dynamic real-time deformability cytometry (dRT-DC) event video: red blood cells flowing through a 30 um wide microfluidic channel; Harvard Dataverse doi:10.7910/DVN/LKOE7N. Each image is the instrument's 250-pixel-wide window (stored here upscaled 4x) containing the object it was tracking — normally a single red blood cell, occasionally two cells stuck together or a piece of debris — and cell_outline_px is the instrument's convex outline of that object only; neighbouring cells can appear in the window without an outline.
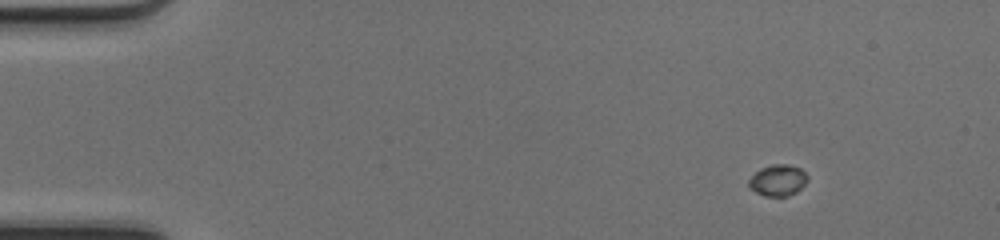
{"species": "common noctule bat (a hibernating species)", "species_latin": "Nyctalus noctula", "temperature_condition": "cold", "stored_images_in_passage": 47, "camera_frame_rate_fps": 3000, "um_per_image_px": 0.085, "animal": {"sex": "female", "body_mass_g": 17.0, "forearm_length_mm": 48.0}, "frame": {"image": 1, "passage_image": 8, "time_ms": 2.333, "image_size_px": [1000, 240], "cell_outline_px": [[808, 180], [796, 192], [788, 196], [764, 196], [748, 188], [748, 180], [760, 168], [772, 164], [788, 164], [800, 168], [808, 176]], "centroid_in_image_um": [66.1, 15.32], "position_along_channel_um": 18.9, "area_um2": 10.75}}
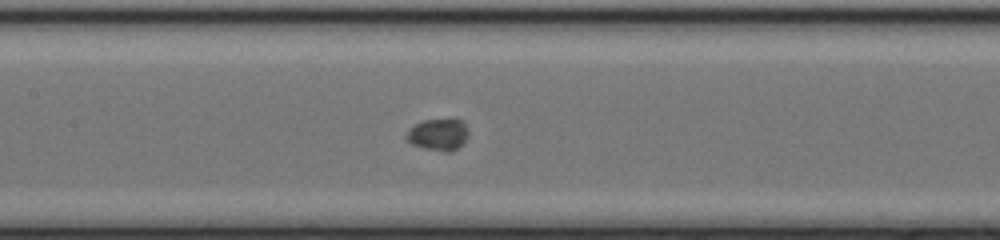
{"frame": {"image": 2, "passage_image": 27, "time_ms": 8.667, "image_size_px": [1000, 240], "cell_outline_px": [[468, 136], [452, 152], [448, 152], [424, 148], [412, 144], [404, 136], [416, 124], [424, 120], [464, 120], [468, 132]], "centroid_in_image_um": [37.26, 11.44], "position_along_channel_um": 170.1, "area_um2": 11.16}}
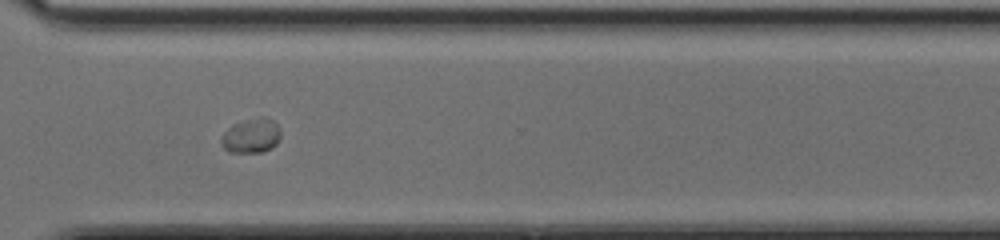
{"frame": {"image": 3, "passage_image": 40, "time_ms": 13.0, "image_size_px": [1000, 240], "cell_outline_px": [[280, 136], [276, 144], [264, 152], [228, 152], [220, 144], [220, 136], [232, 124], [260, 116], [264, 116], [272, 120], [276, 124], [280, 132]], "centroid_in_image_um": [21.32, 11.54], "position_along_channel_um": 349.3, "area_um2": 12.02}}